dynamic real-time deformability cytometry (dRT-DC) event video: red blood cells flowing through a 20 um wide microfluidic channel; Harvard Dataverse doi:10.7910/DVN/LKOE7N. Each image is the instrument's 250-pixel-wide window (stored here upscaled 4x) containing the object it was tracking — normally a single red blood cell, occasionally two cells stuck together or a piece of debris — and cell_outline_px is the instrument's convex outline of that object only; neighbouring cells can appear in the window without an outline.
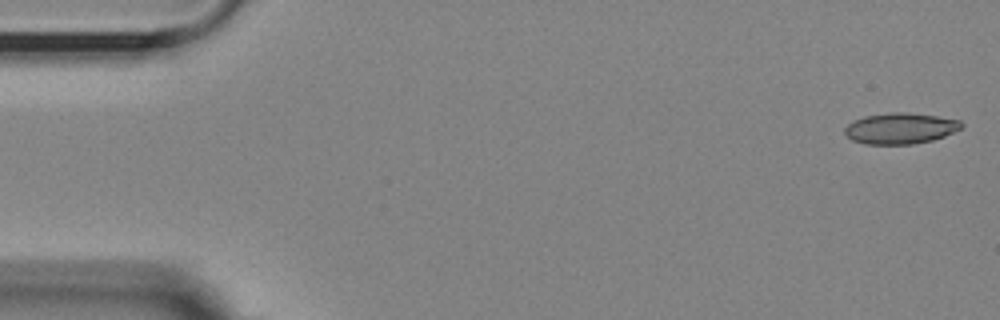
{"species": "Egyptian fruit bat (a non-hibernating species)", "species_latin": "Rousettus aegyptiacus", "temperature_condition": "room temperature", "stored_images_in_passage": 54, "camera_frame_rate_fps": 3000, "um_per_image_px": 0.085, "animal": {"sex": "female"}, "frame": {"image": 1, "passage_image": 1, "time_ms": 0.0, "image_size_px": [1000, 320], "cell_outline_px": [[964, 124], [960, 128], [944, 136], [932, 140], [912, 144], [864, 144], [852, 140], [844, 132], [844, 128], [848, 124], [864, 116], [892, 112], [904, 112], [936, 116], [960, 120]], "centroid_in_image_um": [76.51, 10.91], "position_along_channel_um": 8.5, "area_um2": 20.87}}
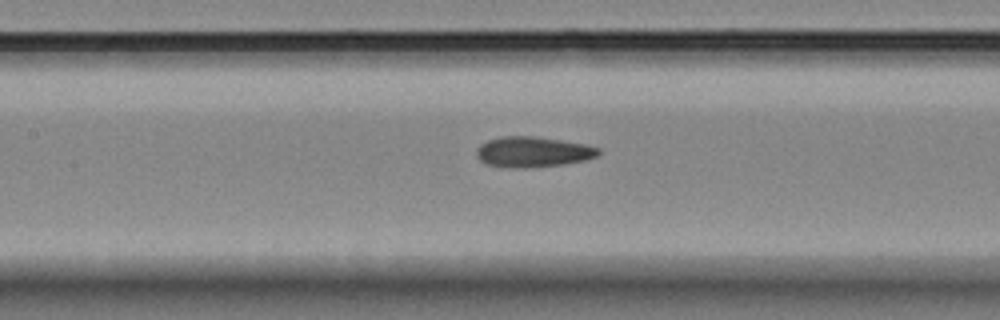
{"frame": {"image": 2, "passage_image": 24, "time_ms": 7.667, "image_size_px": [1000, 320], "cell_outline_px": [[600, 156], [584, 160], [564, 164], [528, 168], [508, 168], [484, 164], [476, 156], [476, 148], [480, 144], [488, 140], [500, 136], [536, 136], [588, 144], [600, 148]], "centroid_in_image_um": [45.3, 12.91], "position_along_channel_um": 162.1, "area_um2": 22.14}}
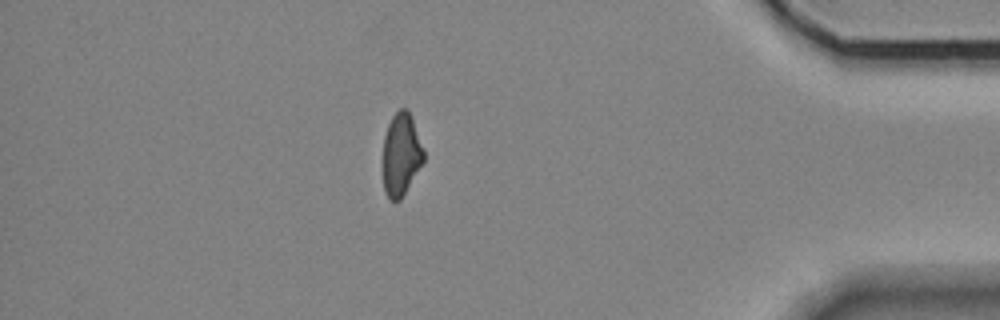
{"frame": {"image": 3, "passage_image": 47, "time_ms": 15.333, "image_size_px": [1000, 320], "cell_outline_px": [[424, 160], [400, 200], [392, 200], [384, 192], [384, 136], [388, 124], [392, 116], [400, 108], [408, 108], [424, 148]], "centroid_in_image_um": [34.11, 13.08], "position_along_channel_um": 401.1, "area_um2": 19.36}, "authors_computed_cell_mechanics": {"area_um2": 21.3571, "velocity_mm_per_s": 3.6362, "shape_relaxation_time_tau1_ms": 8.2112, "shape_relaxation_time_tau2_ms": 3.9586, "deformation_change_tau1": 0.1512, "deformation_change_tau2": 0.0989}}